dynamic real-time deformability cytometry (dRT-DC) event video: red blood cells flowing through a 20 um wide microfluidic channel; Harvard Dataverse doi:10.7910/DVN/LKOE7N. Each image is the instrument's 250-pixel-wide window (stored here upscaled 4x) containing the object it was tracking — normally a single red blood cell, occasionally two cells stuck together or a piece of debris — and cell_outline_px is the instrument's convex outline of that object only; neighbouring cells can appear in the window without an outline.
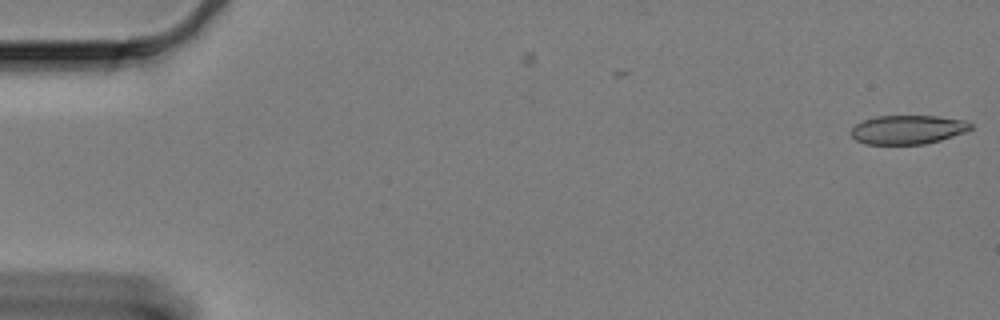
{"species": "Egyptian fruit bat (a non-hibernating species)", "species_latin": "Rousettus aegyptiacus", "temperature_condition": "cold", "stored_images_in_passage": 8, "camera_frame_rate_fps": 3000, "um_per_image_px": 0.085, "animal": {"sex": "female"}, "frame": {"image": 1, "passage_image": 1, "time_ms": 0.0, "image_size_px": [1000, 320], "cell_outline_px": [[972, 128], [968, 132], [940, 140], [924, 144], [864, 144], [856, 140], [852, 136], [852, 128], [856, 124], [864, 120], [876, 116], [940, 116], [964, 120], [972, 124]], "centroid_in_image_um": [77.2, 11.02], "position_along_channel_um": 7.8, "area_um2": 20.23}}